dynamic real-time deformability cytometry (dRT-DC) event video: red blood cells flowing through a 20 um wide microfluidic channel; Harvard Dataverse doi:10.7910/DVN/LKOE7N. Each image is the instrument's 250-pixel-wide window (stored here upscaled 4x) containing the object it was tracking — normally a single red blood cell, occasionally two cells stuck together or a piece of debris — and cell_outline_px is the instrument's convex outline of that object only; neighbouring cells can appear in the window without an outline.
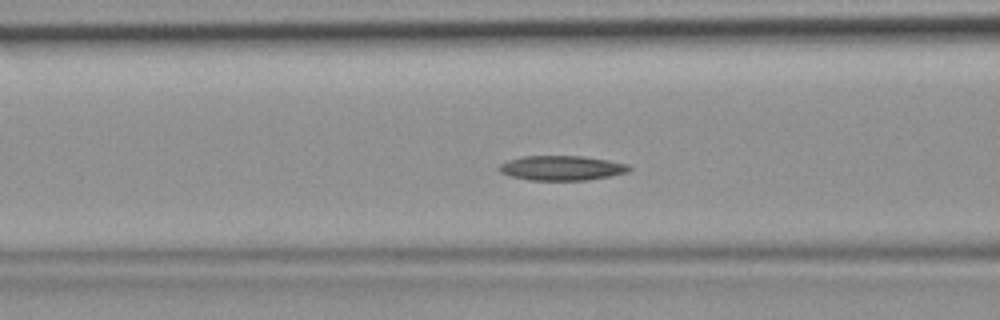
{"species": "common noctule bat (a hibernating species)", "species_latin": "Nyctalus noctula", "temperature_condition": "room temperature", "stored_images_in_passage": 44, "camera_frame_rate_fps": 3000, "um_per_image_px": 0.085, "animal": {"sex": "female", "body_mass_g": 19.9}, "frame": {"image": 1, "passage_image": 17, "time_ms": 5.333, "image_size_px": [1000, 320], "cell_outline_px": [[632, 168], [628, 172], [588, 180], [528, 180], [512, 176], [500, 172], [496, 168], [500, 164], [508, 160], [524, 156], [584, 156], [608, 160], [628, 164]], "centroid_in_image_um": [47.74, 14.28], "position_along_channel_um": 118.9, "area_um2": 18.73}}
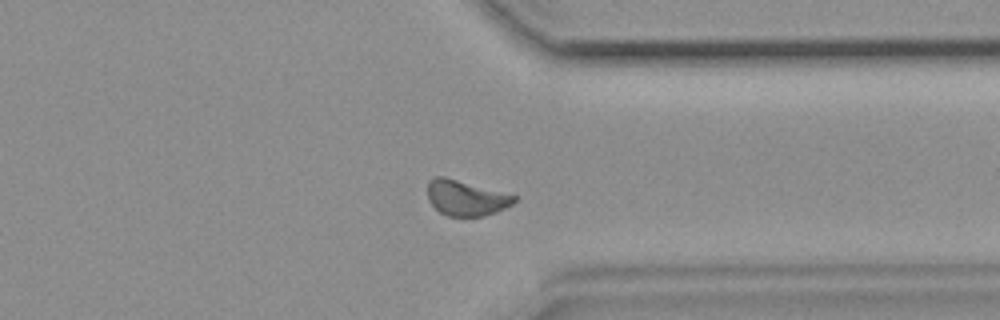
{"frame": {"image": 2, "passage_image": 34, "time_ms": 11.0, "image_size_px": [1000, 320], "cell_outline_px": [[520, 196], [512, 204], [496, 212], [484, 216], [448, 216], [440, 212], [428, 200], [428, 180], [436, 176], [444, 176]], "centroid_in_image_um": [39.63, 16.81], "position_along_channel_um": 371.8, "area_um2": 17.98}}
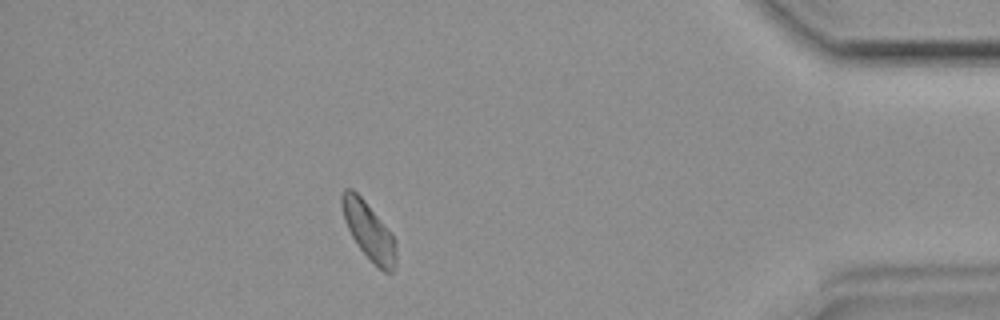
{"frame": {"image": 3, "passage_image": 39, "time_ms": 12.667, "image_size_px": [1000, 320], "cell_outline_px": [[396, 264], [392, 272], [384, 272], [356, 244], [344, 220], [340, 204], [340, 196], [344, 188], [352, 188], [364, 200], [392, 232], [396, 240]], "centroid_in_image_um": [31.34, 19.58], "position_along_channel_um": 403.9, "area_um2": 18.15}}